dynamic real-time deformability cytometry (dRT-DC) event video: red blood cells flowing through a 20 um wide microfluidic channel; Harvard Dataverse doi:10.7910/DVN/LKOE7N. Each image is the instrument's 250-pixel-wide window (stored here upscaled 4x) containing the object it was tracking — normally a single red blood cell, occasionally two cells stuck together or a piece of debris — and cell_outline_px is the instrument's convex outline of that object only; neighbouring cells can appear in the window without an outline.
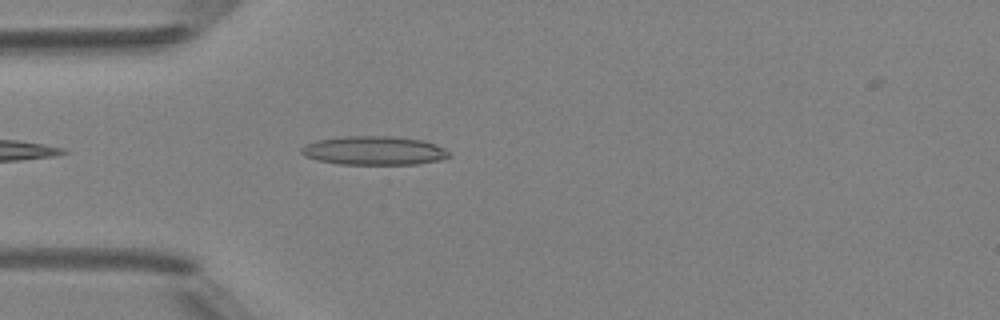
{"species": "Egyptian fruit bat (a non-hibernating species)", "species_latin": "Rousettus aegyptiacus", "temperature_condition": "room temperature", "stored_images_in_passage": 7, "camera_frame_rate_fps": 3000, "um_per_image_px": 0.085, "animal": {"sex": "female"}, "frame": {"image": 1, "passage_image": 3, "time_ms": 0.667, "image_size_px": [1000, 320], "cell_outline_px": [[448, 156], [440, 160], [416, 164], [340, 164], [316, 160], [304, 156], [300, 152], [300, 148], [316, 140], [348, 136], [388, 136], [424, 140], [444, 148], [448, 152]], "centroid_in_image_um": [31.76, 12.8], "position_along_channel_um": 53.2, "area_um2": 24.62}}
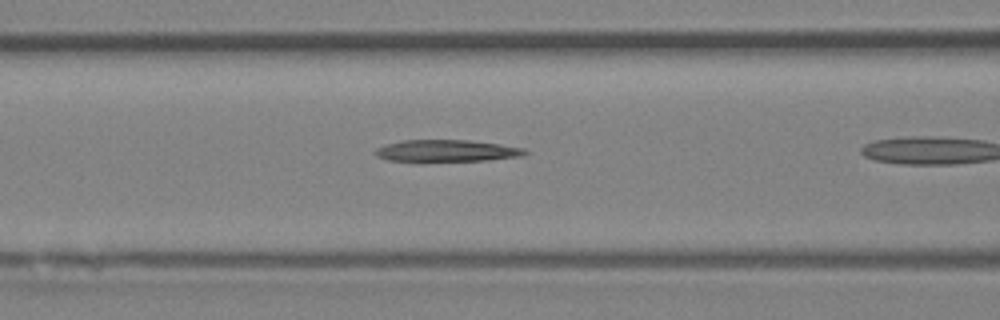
{"frame": {"image": 2, "passage_image": 6, "time_ms": 1.667, "image_size_px": [1000, 320], "cell_outline_px": [[528, 152], [524, 156], [488, 160], [420, 164], [388, 160], [376, 156], [372, 152], [376, 148], [384, 144], [400, 140], [468, 140], [500, 144], [524, 148]], "centroid_in_image_um": [37.87, 12.86], "position_along_channel_um": 128.7, "area_um2": 20.29}}